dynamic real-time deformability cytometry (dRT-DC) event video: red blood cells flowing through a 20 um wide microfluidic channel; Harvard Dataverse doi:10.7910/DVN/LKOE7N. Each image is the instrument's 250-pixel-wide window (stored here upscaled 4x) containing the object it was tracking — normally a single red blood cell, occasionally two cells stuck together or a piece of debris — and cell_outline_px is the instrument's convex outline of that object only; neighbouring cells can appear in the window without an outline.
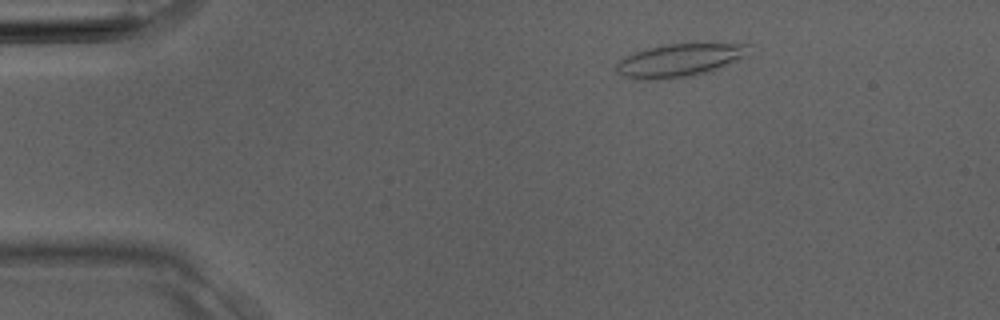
{"species": "Egyptian fruit bat (a non-hibernating species)", "species_latin": "Rousettus aegyptiacus", "temperature_condition": "room temperature", "stored_images_in_passage": 3, "camera_frame_rate_fps": 3000, "um_per_image_px": 0.085, "animal": {"sex": "male"}, "frame": {"image": 1, "passage_image": 3, "time_ms": 0.667, "image_size_px": [1000, 320], "cell_outline_px": [[752, 44], [740, 56], [712, 72], [692, 76], [668, 80], [636, 80], [620, 76], [616, 72], [616, 64], [620, 60], [636, 52], [648, 48], [668, 44], [696, 40]], "centroid_in_image_um": [57.73, 5.1], "position_along_channel_um": 27.3, "area_um2": 26.41}}